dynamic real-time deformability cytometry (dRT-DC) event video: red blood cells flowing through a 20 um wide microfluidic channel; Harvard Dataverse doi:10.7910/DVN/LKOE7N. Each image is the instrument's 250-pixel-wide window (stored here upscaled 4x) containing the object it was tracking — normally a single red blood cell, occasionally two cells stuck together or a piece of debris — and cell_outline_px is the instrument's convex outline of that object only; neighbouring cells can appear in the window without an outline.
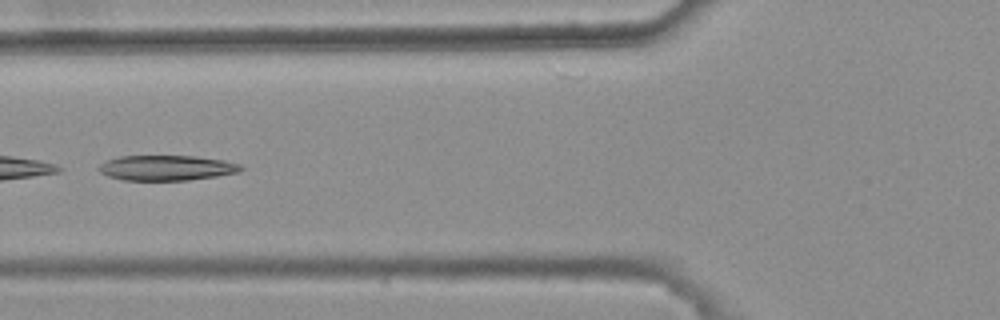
{"species": "common noctule bat (a hibernating species)", "species_latin": "Nyctalus noctula", "temperature_condition": "warm", "stored_images_in_passage": 4, "camera_frame_rate_fps": 3000, "um_per_image_px": 0.085, "animal": {"sex": "female", "body_mass_g": 25.1}, "frame": {"image": 1, "passage_image": 3, "time_ms": 0.667, "image_size_px": [1000, 320], "cell_outline_px": [[244, 168], [240, 172], [216, 176], [188, 180], [124, 180], [108, 176], [100, 172], [96, 168], [104, 160], [120, 156], [196, 156], [224, 160], [240, 164]], "centroid_in_image_um": [14.14, 14.26], "position_along_channel_um": 111.7, "area_um2": 20.98}}